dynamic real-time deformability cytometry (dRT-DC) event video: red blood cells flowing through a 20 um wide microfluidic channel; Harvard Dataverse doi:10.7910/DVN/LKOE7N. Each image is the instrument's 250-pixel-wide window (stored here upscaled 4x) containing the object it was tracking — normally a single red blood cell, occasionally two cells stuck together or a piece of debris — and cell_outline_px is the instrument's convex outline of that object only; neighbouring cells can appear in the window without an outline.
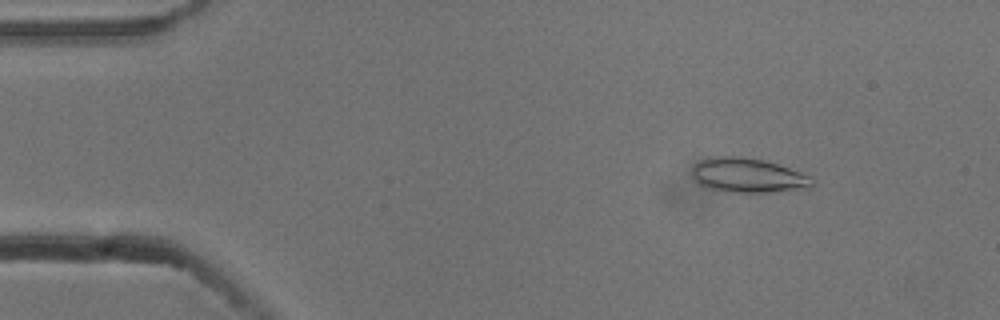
{"species": "common noctule bat (a hibernating species)", "species_latin": "Nyctalus noctula", "temperature_condition": "cold", "stored_images_in_passage": 42, "camera_frame_rate_fps": 3000, "um_per_image_px": 0.085, "animal": {"sex": "male", "body_mass_g": 13.3}, "frame": {"image": 1, "passage_image": 3, "time_ms": 0.667, "image_size_px": [1000, 320], "cell_outline_px": [[816, 180], [808, 188], [768, 192], [732, 192], [708, 188], [700, 184], [692, 176], [692, 168], [700, 160], [720, 156], [740, 156], [764, 160], [800, 172]], "centroid_in_image_um": [63.56, 14.91], "position_along_channel_um": 21.4, "area_um2": 23.81}}
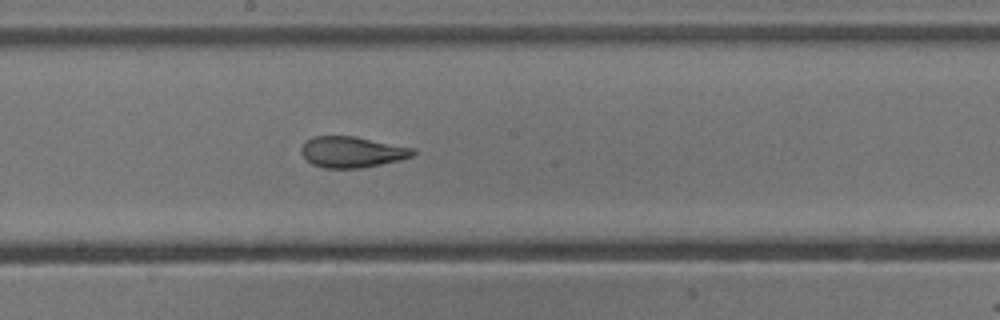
{"frame": {"image": 2, "passage_image": 25, "time_ms": 8.0, "image_size_px": [1000, 320], "cell_outline_px": [[416, 152], [412, 156], [400, 160], [360, 168], [324, 168], [312, 164], [300, 152], [300, 148], [312, 136], [356, 136], [416, 148]], "centroid_in_image_um": [29.95, 12.91], "position_along_channel_um": 218.3, "area_um2": 20.23}}
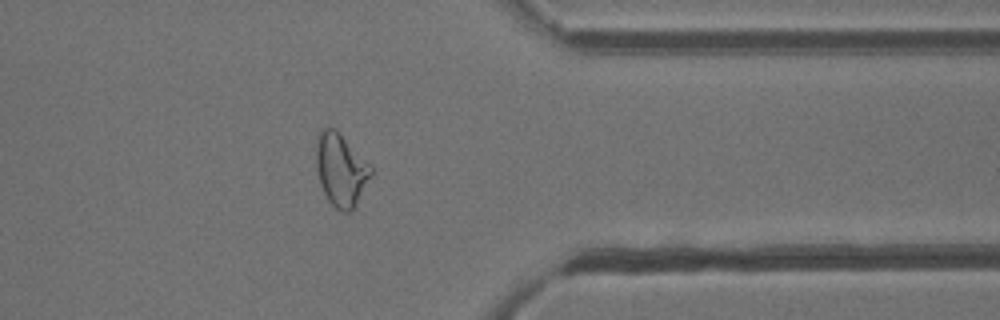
{"frame": {"image": 3, "passage_image": 39, "time_ms": 12.667, "image_size_px": [1000, 320], "cell_outline_px": [[372, 176], [352, 212], [340, 212], [328, 200], [320, 184], [316, 168], [316, 144], [320, 132], [324, 128], [336, 128], [372, 168]], "centroid_in_image_um": [28.97, 14.46], "position_along_channel_um": 382.4, "area_um2": 23.12}, "authors_computed_cell_mechanics": {"area_um2": 21.4438, "velocity_mm_per_s": 3.7846, "shape_relaxation_time_tau1_ms": 8.2898, "shape_relaxation_time_tau2_ms": 1.7038, "deformation_change_tau1": 0.2059, "deformation_change_tau2": 0.0768}}